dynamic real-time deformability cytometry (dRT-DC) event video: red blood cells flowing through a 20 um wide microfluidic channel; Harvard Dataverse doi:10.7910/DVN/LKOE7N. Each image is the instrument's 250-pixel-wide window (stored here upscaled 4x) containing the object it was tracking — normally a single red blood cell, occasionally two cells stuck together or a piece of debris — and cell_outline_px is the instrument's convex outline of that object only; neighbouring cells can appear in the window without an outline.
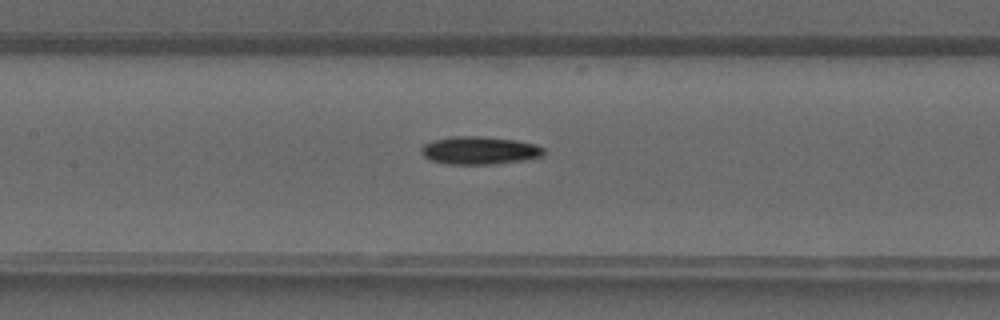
{"species": "common noctule bat (a hibernating species)", "species_latin": "Nyctalus noctula", "temperature_condition": "warm", "stored_images_in_passage": 29, "camera_frame_rate_fps": 3000, "um_per_image_px": 0.085, "animal": {"sex": "male", "forearm_length_mm": 52.5}, "frame": {"image": 1, "passage_image": 7, "time_ms": 2.0, "image_size_px": [1000, 320], "cell_outline_px": [[544, 156], [524, 160], [492, 164], [448, 164], [432, 160], [424, 156], [420, 152], [420, 148], [424, 144], [432, 140], [452, 136], [480, 136], [516, 140], [536, 144], [544, 148]], "centroid_in_image_um": [40.76, 12.78], "position_along_channel_um": 166.6, "area_um2": 20.0}}
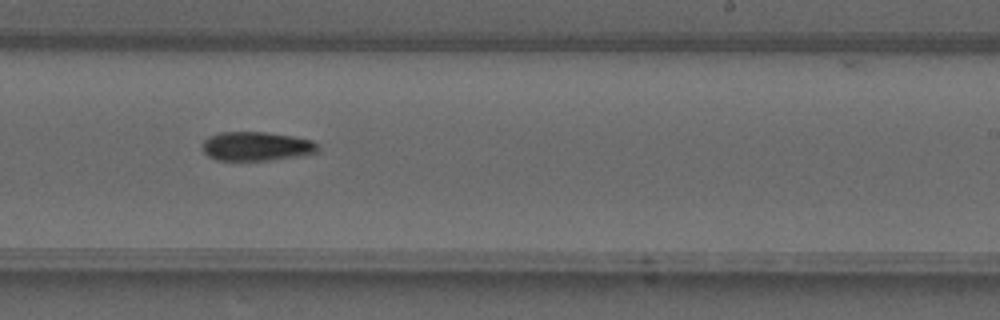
{"frame": {"image": 2, "passage_image": 13, "time_ms": 4.0, "image_size_px": [1000, 320], "cell_outline_px": [[320, 148], [316, 152], [300, 156], [272, 160], [216, 160], [208, 156], [204, 152], [200, 144], [208, 136], [220, 132], [264, 132], [292, 136], [312, 140], [320, 144]], "centroid_in_image_um": [21.79, 12.43], "position_along_channel_um": 267.2, "area_um2": 19.77}}
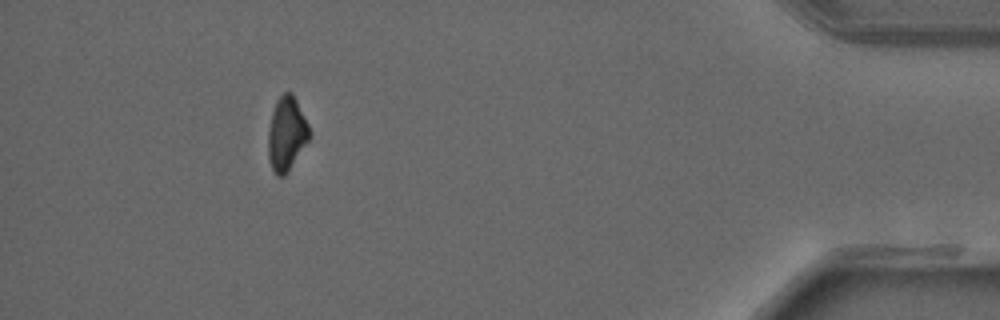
{"frame": {"image": 3, "passage_image": 25, "time_ms": 8.0, "image_size_px": [1000, 320], "cell_outline_px": [[308, 140], [284, 176], [276, 176], [268, 160], [268, 132], [272, 112], [276, 100], [284, 92], [292, 92], [308, 124]], "centroid_in_image_um": [24.32, 11.36], "position_along_channel_um": 410.9, "area_um2": 17.34}}